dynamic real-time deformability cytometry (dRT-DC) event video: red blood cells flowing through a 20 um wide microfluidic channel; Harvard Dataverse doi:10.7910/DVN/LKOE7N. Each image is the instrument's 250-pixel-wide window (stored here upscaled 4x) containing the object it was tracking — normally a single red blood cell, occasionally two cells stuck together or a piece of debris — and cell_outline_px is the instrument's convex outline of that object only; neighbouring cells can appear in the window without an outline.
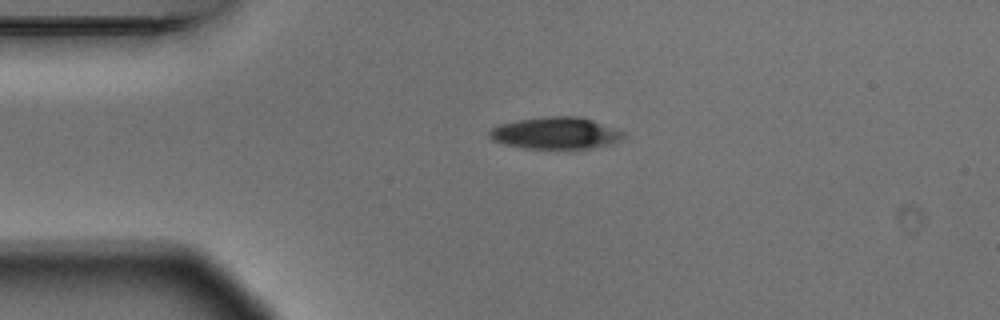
{"species": "Egyptian fruit bat (a non-hibernating species)", "species_latin": "Rousettus aegyptiacus", "temperature_condition": "warm", "stored_images_in_passage": 4, "camera_frame_rate_fps": 3000, "um_per_image_px": 0.085, "animal": {"sex": "male"}, "frame": {"image": 1, "passage_image": 2, "time_ms": 0.333, "image_size_px": [1000, 320], "cell_outline_px": [[624, 136], [620, 140], [608, 144], [588, 148], [524, 148], [504, 144], [492, 140], [488, 136], [488, 132], [492, 128], [500, 124], [516, 120], [544, 116], [580, 116], [592, 120], [624, 132]], "centroid_in_image_um": [47.17, 11.3], "position_along_channel_um": 37.8, "area_um2": 24.68}}
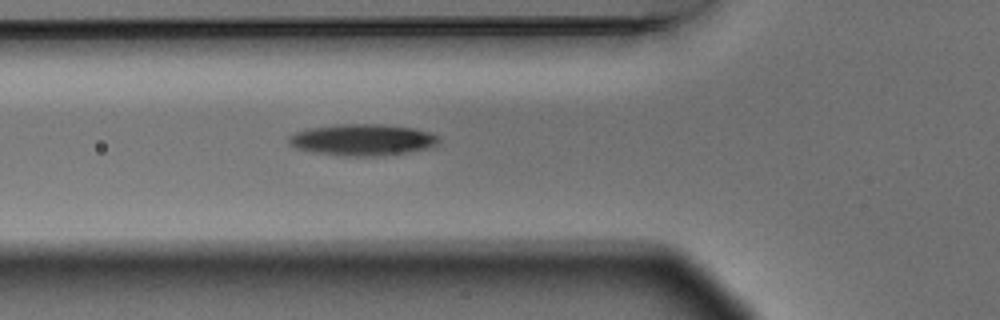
{"frame": {"image": 2, "passage_image": 4, "time_ms": 1.0, "image_size_px": [1000, 320], "cell_outline_px": [[440, 140], [436, 148], [376, 156], [344, 156], [316, 152], [296, 148], [288, 140], [288, 136], [296, 132], [308, 128], [340, 124], [380, 124], [412, 128], [428, 132], [440, 136]], "centroid_in_image_um": [30.87, 11.88], "position_along_channel_um": 94.9, "area_um2": 27.51}}